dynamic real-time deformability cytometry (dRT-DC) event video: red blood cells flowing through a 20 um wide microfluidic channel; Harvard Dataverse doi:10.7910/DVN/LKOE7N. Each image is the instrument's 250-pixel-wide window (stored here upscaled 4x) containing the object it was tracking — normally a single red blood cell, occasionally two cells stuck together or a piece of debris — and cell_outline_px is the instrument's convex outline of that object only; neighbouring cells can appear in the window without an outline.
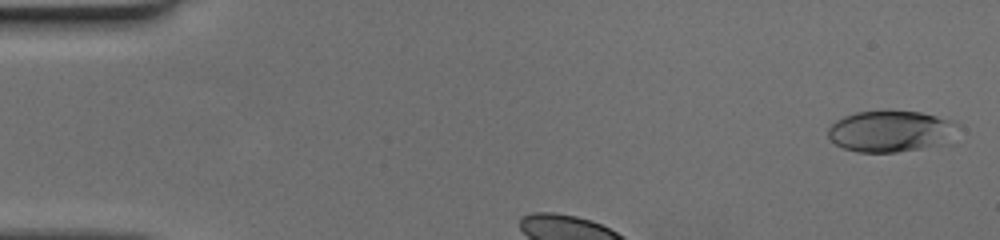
{"species": "human", "species_latin": "Homo sapiens", "temperature_condition": "cold", "stored_images_in_passage": 31, "camera_frame_rate_fps": 3000, "um_per_image_px": 0.085, "donor": {"sex": "female"}, "frame": {"image": 1, "passage_image": 2, "time_ms": 0.333, "image_size_px": [1000, 240], "cell_outline_px": [[960, 124], [936, 144], [920, 148], [896, 152], [856, 152], [844, 148], [836, 144], [828, 136], [828, 128], [836, 120], [844, 116], [856, 112], [920, 112], [952, 120]], "centroid_in_image_um": [75.58, 11.15], "position_along_channel_um": 9.4, "area_um2": 30.06}}
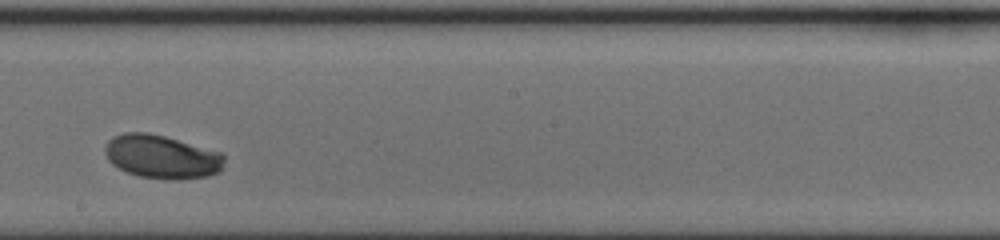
{"frame": {"image": 2, "passage_image": 20, "time_ms": 6.333, "image_size_px": [1000, 240], "cell_outline_px": [[224, 160], [220, 172], [208, 176], [180, 180], [168, 180], [140, 176], [128, 172], [112, 164], [108, 160], [104, 152], [104, 148], [108, 140], [112, 136], [124, 132], [148, 132], [164, 136], [220, 152], [224, 156]], "centroid_in_image_um": [13.73, 13.32], "position_along_channel_um": 234.5, "area_um2": 30.35}}
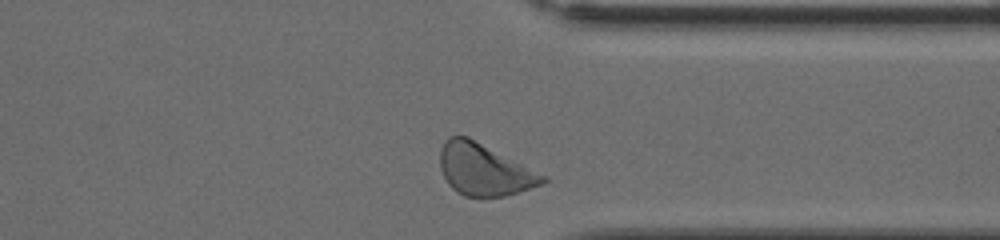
{"frame": {"image": 3, "passage_image": 30, "time_ms": 9.667, "image_size_px": [1000, 240], "cell_outline_px": [[548, 180], [544, 184], [504, 196], [480, 200], [464, 196], [456, 192], [448, 184], [440, 168], [440, 148], [444, 140], [448, 136], [468, 136], [548, 176]], "centroid_in_image_um": [41.16, 14.45], "position_along_channel_um": 370.2, "area_um2": 31.67}}